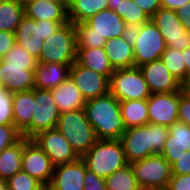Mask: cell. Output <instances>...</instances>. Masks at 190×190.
Wrapping results in <instances>:
<instances>
[{
	"label": "cell",
	"instance_id": "6da1fadb",
	"mask_svg": "<svg viewBox=\"0 0 190 190\" xmlns=\"http://www.w3.org/2000/svg\"><path fill=\"white\" fill-rule=\"evenodd\" d=\"M84 110L97 139L120 140L126 127L120 111V101L110 92L87 100Z\"/></svg>",
	"mask_w": 190,
	"mask_h": 190
},
{
	"label": "cell",
	"instance_id": "7a4b0ae2",
	"mask_svg": "<svg viewBox=\"0 0 190 190\" xmlns=\"http://www.w3.org/2000/svg\"><path fill=\"white\" fill-rule=\"evenodd\" d=\"M169 128L158 124H145L128 128L120 138L127 163L161 154Z\"/></svg>",
	"mask_w": 190,
	"mask_h": 190
},
{
	"label": "cell",
	"instance_id": "3957f363",
	"mask_svg": "<svg viewBox=\"0 0 190 190\" xmlns=\"http://www.w3.org/2000/svg\"><path fill=\"white\" fill-rule=\"evenodd\" d=\"M1 60L2 72L7 74L4 83L5 89L12 93L34 89L37 58L15 43Z\"/></svg>",
	"mask_w": 190,
	"mask_h": 190
},
{
	"label": "cell",
	"instance_id": "277c9868",
	"mask_svg": "<svg viewBox=\"0 0 190 190\" xmlns=\"http://www.w3.org/2000/svg\"><path fill=\"white\" fill-rule=\"evenodd\" d=\"M81 158L88 170L104 179L128 164L120 140L97 139Z\"/></svg>",
	"mask_w": 190,
	"mask_h": 190
},
{
	"label": "cell",
	"instance_id": "5b68a950",
	"mask_svg": "<svg viewBox=\"0 0 190 190\" xmlns=\"http://www.w3.org/2000/svg\"><path fill=\"white\" fill-rule=\"evenodd\" d=\"M56 128L80 157H82L97 140L84 108L60 113Z\"/></svg>",
	"mask_w": 190,
	"mask_h": 190
},
{
	"label": "cell",
	"instance_id": "8992f818",
	"mask_svg": "<svg viewBox=\"0 0 190 190\" xmlns=\"http://www.w3.org/2000/svg\"><path fill=\"white\" fill-rule=\"evenodd\" d=\"M44 47L38 63H60L72 65L77 59L76 32L73 23L62 25L52 36L44 39Z\"/></svg>",
	"mask_w": 190,
	"mask_h": 190
},
{
	"label": "cell",
	"instance_id": "52a82bcc",
	"mask_svg": "<svg viewBox=\"0 0 190 190\" xmlns=\"http://www.w3.org/2000/svg\"><path fill=\"white\" fill-rule=\"evenodd\" d=\"M109 92L120 102L147 99L152 94L139 67L114 70Z\"/></svg>",
	"mask_w": 190,
	"mask_h": 190
},
{
	"label": "cell",
	"instance_id": "ba28073f",
	"mask_svg": "<svg viewBox=\"0 0 190 190\" xmlns=\"http://www.w3.org/2000/svg\"><path fill=\"white\" fill-rule=\"evenodd\" d=\"M66 23L68 22H57L47 19L36 21L24 16L15 31L16 43L38 59L44 47V39L52 36Z\"/></svg>",
	"mask_w": 190,
	"mask_h": 190
},
{
	"label": "cell",
	"instance_id": "9c48e42d",
	"mask_svg": "<svg viewBox=\"0 0 190 190\" xmlns=\"http://www.w3.org/2000/svg\"><path fill=\"white\" fill-rule=\"evenodd\" d=\"M60 111L51 90L35 88V105L31 123L21 132L22 137L32 139L38 133L55 129Z\"/></svg>",
	"mask_w": 190,
	"mask_h": 190
},
{
	"label": "cell",
	"instance_id": "30bf717a",
	"mask_svg": "<svg viewBox=\"0 0 190 190\" xmlns=\"http://www.w3.org/2000/svg\"><path fill=\"white\" fill-rule=\"evenodd\" d=\"M138 185L166 190L172 177L171 165L161 154H154L130 164Z\"/></svg>",
	"mask_w": 190,
	"mask_h": 190
},
{
	"label": "cell",
	"instance_id": "8fae6325",
	"mask_svg": "<svg viewBox=\"0 0 190 190\" xmlns=\"http://www.w3.org/2000/svg\"><path fill=\"white\" fill-rule=\"evenodd\" d=\"M125 21L114 10L104 9L85 22L74 24L76 35H97L106 40L121 37Z\"/></svg>",
	"mask_w": 190,
	"mask_h": 190
},
{
	"label": "cell",
	"instance_id": "7c38bea8",
	"mask_svg": "<svg viewBox=\"0 0 190 190\" xmlns=\"http://www.w3.org/2000/svg\"><path fill=\"white\" fill-rule=\"evenodd\" d=\"M167 47L184 50L190 47V31L186 30L175 10L160 7L151 17Z\"/></svg>",
	"mask_w": 190,
	"mask_h": 190
},
{
	"label": "cell",
	"instance_id": "4fadbf2b",
	"mask_svg": "<svg viewBox=\"0 0 190 190\" xmlns=\"http://www.w3.org/2000/svg\"><path fill=\"white\" fill-rule=\"evenodd\" d=\"M166 47L160 31L152 20L144 23L133 45L135 67L161 59Z\"/></svg>",
	"mask_w": 190,
	"mask_h": 190
},
{
	"label": "cell",
	"instance_id": "5bb4252c",
	"mask_svg": "<svg viewBox=\"0 0 190 190\" xmlns=\"http://www.w3.org/2000/svg\"><path fill=\"white\" fill-rule=\"evenodd\" d=\"M32 139L51 159L54 166L71 163L80 158L57 128L42 131Z\"/></svg>",
	"mask_w": 190,
	"mask_h": 190
},
{
	"label": "cell",
	"instance_id": "9a60e30c",
	"mask_svg": "<svg viewBox=\"0 0 190 190\" xmlns=\"http://www.w3.org/2000/svg\"><path fill=\"white\" fill-rule=\"evenodd\" d=\"M22 171L36 178L45 187L50 184L54 172V165L52 164L51 159L33 139L25 137Z\"/></svg>",
	"mask_w": 190,
	"mask_h": 190
},
{
	"label": "cell",
	"instance_id": "2e32d148",
	"mask_svg": "<svg viewBox=\"0 0 190 190\" xmlns=\"http://www.w3.org/2000/svg\"><path fill=\"white\" fill-rule=\"evenodd\" d=\"M148 123L170 127L178 121L179 91L154 93L147 98Z\"/></svg>",
	"mask_w": 190,
	"mask_h": 190
},
{
	"label": "cell",
	"instance_id": "e0dca14e",
	"mask_svg": "<svg viewBox=\"0 0 190 190\" xmlns=\"http://www.w3.org/2000/svg\"><path fill=\"white\" fill-rule=\"evenodd\" d=\"M69 77L82 93L85 100L104 96L109 93V78L75 61L70 67Z\"/></svg>",
	"mask_w": 190,
	"mask_h": 190
},
{
	"label": "cell",
	"instance_id": "ac0fdd59",
	"mask_svg": "<svg viewBox=\"0 0 190 190\" xmlns=\"http://www.w3.org/2000/svg\"><path fill=\"white\" fill-rule=\"evenodd\" d=\"M87 166L80 157L78 160L54 166L48 190H83Z\"/></svg>",
	"mask_w": 190,
	"mask_h": 190
},
{
	"label": "cell",
	"instance_id": "d6986e66",
	"mask_svg": "<svg viewBox=\"0 0 190 190\" xmlns=\"http://www.w3.org/2000/svg\"><path fill=\"white\" fill-rule=\"evenodd\" d=\"M152 94L181 91V83L170 73L161 59L139 66Z\"/></svg>",
	"mask_w": 190,
	"mask_h": 190
},
{
	"label": "cell",
	"instance_id": "ffe728a7",
	"mask_svg": "<svg viewBox=\"0 0 190 190\" xmlns=\"http://www.w3.org/2000/svg\"><path fill=\"white\" fill-rule=\"evenodd\" d=\"M184 151H190V126L178 120L169 127L161 155L171 165Z\"/></svg>",
	"mask_w": 190,
	"mask_h": 190
},
{
	"label": "cell",
	"instance_id": "44dd1931",
	"mask_svg": "<svg viewBox=\"0 0 190 190\" xmlns=\"http://www.w3.org/2000/svg\"><path fill=\"white\" fill-rule=\"evenodd\" d=\"M25 16L36 21L69 22L68 9L62 1L36 0L24 6Z\"/></svg>",
	"mask_w": 190,
	"mask_h": 190
},
{
	"label": "cell",
	"instance_id": "7402d4cb",
	"mask_svg": "<svg viewBox=\"0 0 190 190\" xmlns=\"http://www.w3.org/2000/svg\"><path fill=\"white\" fill-rule=\"evenodd\" d=\"M50 90L60 113L82 109L87 102L70 77Z\"/></svg>",
	"mask_w": 190,
	"mask_h": 190
},
{
	"label": "cell",
	"instance_id": "603a6c76",
	"mask_svg": "<svg viewBox=\"0 0 190 190\" xmlns=\"http://www.w3.org/2000/svg\"><path fill=\"white\" fill-rule=\"evenodd\" d=\"M72 65L60 63H38L34 75V88L53 89L69 77Z\"/></svg>",
	"mask_w": 190,
	"mask_h": 190
},
{
	"label": "cell",
	"instance_id": "cb8c5ba5",
	"mask_svg": "<svg viewBox=\"0 0 190 190\" xmlns=\"http://www.w3.org/2000/svg\"><path fill=\"white\" fill-rule=\"evenodd\" d=\"M103 48L114 70L135 67L133 46L122 36L106 40Z\"/></svg>",
	"mask_w": 190,
	"mask_h": 190
},
{
	"label": "cell",
	"instance_id": "d4e9b609",
	"mask_svg": "<svg viewBox=\"0 0 190 190\" xmlns=\"http://www.w3.org/2000/svg\"><path fill=\"white\" fill-rule=\"evenodd\" d=\"M35 105V88L29 91L13 92L12 110L14 126L22 132L30 123Z\"/></svg>",
	"mask_w": 190,
	"mask_h": 190
},
{
	"label": "cell",
	"instance_id": "484cf974",
	"mask_svg": "<svg viewBox=\"0 0 190 190\" xmlns=\"http://www.w3.org/2000/svg\"><path fill=\"white\" fill-rule=\"evenodd\" d=\"M76 61L83 67L103 74L110 79L114 72L107 53L103 47L101 48H76Z\"/></svg>",
	"mask_w": 190,
	"mask_h": 190
},
{
	"label": "cell",
	"instance_id": "4316f807",
	"mask_svg": "<svg viewBox=\"0 0 190 190\" xmlns=\"http://www.w3.org/2000/svg\"><path fill=\"white\" fill-rule=\"evenodd\" d=\"M24 137L0 153V179L8 180L22 170Z\"/></svg>",
	"mask_w": 190,
	"mask_h": 190
},
{
	"label": "cell",
	"instance_id": "83f0119b",
	"mask_svg": "<svg viewBox=\"0 0 190 190\" xmlns=\"http://www.w3.org/2000/svg\"><path fill=\"white\" fill-rule=\"evenodd\" d=\"M120 111L126 129L148 124L147 99L121 101Z\"/></svg>",
	"mask_w": 190,
	"mask_h": 190
},
{
	"label": "cell",
	"instance_id": "f1b7e54d",
	"mask_svg": "<svg viewBox=\"0 0 190 190\" xmlns=\"http://www.w3.org/2000/svg\"><path fill=\"white\" fill-rule=\"evenodd\" d=\"M107 8L108 0H77L68 8V19L69 22L78 24Z\"/></svg>",
	"mask_w": 190,
	"mask_h": 190
},
{
	"label": "cell",
	"instance_id": "f546056e",
	"mask_svg": "<svg viewBox=\"0 0 190 190\" xmlns=\"http://www.w3.org/2000/svg\"><path fill=\"white\" fill-rule=\"evenodd\" d=\"M24 16V7L17 0H0V31L15 33Z\"/></svg>",
	"mask_w": 190,
	"mask_h": 190
},
{
	"label": "cell",
	"instance_id": "4dcf8cb0",
	"mask_svg": "<svg viewBox=\"0 0 190 190\" xmlns=\"http://www.w3.org/2000/svg\"><path fill=\"white\" fill-rule=\"evenodd\" d=\"M107 190H136L138 183L131 165L120 168L105 178Z\"/></svg>",
	"mask_w": 190,
	"mask_h": 190
},
{
	"label": "cell",
	"instance_id": "1f68e13d",
	"mask_svg": "<svg viewBox=\"0 0 190 190\" xmlns=\"http://www.w3.org/2000/svg\"><path fill=\"white\" fill-rule=\"evenodd\" d=\"M161 60L181 84L186 83V67L182 50L166 47L161 55Z\"/></svg>",
	"mask_w": 190,
	"mask_h": 190
},
{
	"label": "cell",
	"instance_id": "d6a6232c",
	"mask_svg": "<svg viewBox=\"0 0 190 190\" xmlns=\"http://www.w3.org/2000/svg\"><path fill=\"white\" fill-rule=\"evenodd\" d=\"M115 12L122 17L126 24H144L151 20L149 15L133 0H122Z\"/></svg>",
	"mask_w": 190,
	"mask_h": 190
},
{
	"label": "cell",
	"instance_id": "836d02e7",
	"mask_svg": "<svg viewBox=\"0 0 190 190\" xmlns=\"http://www.w3.org/2000/svg\"><path fill=\"white\" fill-rule=\"evenodd\" d=\"M8 190H43L46 187L36 178L19 171L7 180Z\"/></svg>",
	"mask_w": 190,
	"mask_h": 190
},
{
	"label": "cell",
	"instance_id": "e575fe53",
	"mask_svg": "<svg viewBox=\"0 0 190 190\" xmlns=\"http://www.w3.org/2000/svg\"><path fill=\"white\" fill-rule=\"evenodd\" d=\"M12 98V92L0 89V125H14Z\"/></svg>",
	"mask_w": 190,
	"mask_h": 190
},
{
	"label": "cell",
	"instance_id": "d590c367",
	"mask_svg": "<svg viewBox=\"0 0 190 190\" xmlns=\"http://www.w3.org/2000/svg\"><path fill=\"white\" fill-rule=\"evenodd\" d=\"M21 138V132L14 125H0V153Z\"/></svg>",
	"mask_w": 190,
	"mask_h": 190
},
{
	"label": "cell",
	"instance_id": "8d00e7d4",
	"mask_svg": "<svg viewBox=\"0 0 190 190\" xmlns=\"http://www.w3.org/2000/svg\"><path fill=\"white\" fill-rule=\"evenodd\" d=\"M105 42V38L97 35H76V48H101Z\"/></svg>",
	"mask_w": 190,
	"mask_h": 190
},
{
	"label": "cell",
	"instance_id": "74e56055",
	"mask_svg": "<svg viewBox=\"0 0 190 190\" xmlns=\"http://www.w3.org/2000/svg\"><path fill=\"white\" fill-rule=\"evenodd\" d=\"M172 175L190 174V151H184L177 157V161L171 164Z\"/></svg>",
	"mask_w": 190,
	"mask_h": 190
},
{
	"label": "cell",
	"instance_id": "f35d334b",
	"mask_svg": "<svg viewBox=\"0 0 190 190\" xmlns=\"http://www.w3.org/2000/svg\"><path fill=\"white\" fill-rule=\"evenodd\" d=\"M83 190H107L105 179L87 169L84 178Z\"/></svg>",
	"mask_w": 190,
	"mask_h": 190
},
{
	"label": "cell",
	"instance_id": "ab89813d",
	"mask_svg": "<svg viewBox=\"0 0 190 190\" xmlns=\"http://www.w3.org/2000/svg\"><path fill=\"white\" fill-rule=\"evenodd\" d=\"M166 190H190V174L172 175Z\"/></svg>",
	"mask_w": 190,
	"mask_h": 190
},
{
	"label": "cell",
	"instance_id": "60d3db41",
	"mask_svg": "<svg viewBox=\"0 0 190 190\" xmlns=\"http://www.w3.org/2000/svg\"><path fill=\"white\" fill-rule=\"evenodd\" d=\"M16 43L15 33L0 31V60Z\"/></svg>",
	"mask_w": 190,
	"mask_h": 190
},
{
	"label": "cell",
	"instance_id": "b9f144b4",
	"mask_svg": "<svg viewBox=\"0 0 190 190\" xmlns=\"http://www.w3.org/2000/svg\"><path fill=\"white\" fill-rule=\"evenodd\" d=\"M178 120L190 126V100L179 91Z\"/></svg>",
	"mask_w": 190,
	"mask_h": 190
},
{
	"label": "cell",
	"instance_id": "7bdbcfd3",
	"mask_svg": "<svg viewBox=\"0 0 190 190\" xmlns=\"http://www.w3.org/2000/svg\"><path fill=\"white\" fill-rule=\"evenodd\" d=\"M143 24H127L123 32L122 37L133 46L136 42L137 36L140 35V31Z\"/></svg>",
	"mask_w": 190,
	"mask_h": 190
},
{
	"label": "cell",
	"instance_id": "ee69618b",
	"mask_svg": "<svg viewBox=\"0 0 190 190\" xmlns=\"http://www.w3.org/2000/svg\"><path fill=\"white\" fill-rule=\"evenodd\" d=\"M151 18L161 7V0H133Z\"/></svg>",
	"mask_w": 190,
	"mask_h": 190
},
{
	"label": "cell",
	"instance_id": "f6af8a7d",
	"mask_svg": "<svg viewBox=\"0 0 190 190\" xmlns=\"http://www.w3.org/2000/svg\"><path fill=\"white\" fill-rule=\"evenodd\" d=\"M176 12L184 28L190 31V1L181 6Z\"/></svg>",
	"mask_w": 190,
	"mask_h": 190
},
{
	"label": "cell",
	"instance_id": "bcb514c9",
	"mask_svg": "<svg viewBox=\"0 0 190 190\" xmlns=\"http://www.w3.org/2000/svg\"><path fill=\"white\" fill-rule=\"evenodd\" d=\"M189 1L190 0H161V7L176 11Z\"/></svg>",
	"mask_w": 190,
	"mask_h": 190
},
{
	"label": "cell",
	"instance_id": "7dc6e473",
	"mask_svg": "<svg viewBox=\"0 0 190 190\" xmlns=\"http://www.w3.org/2000/svg\"><path fill=\"white\" fill-rule=\"evenodd\" d=\"M182 54H184V64L186 67V82L188 78L190 77V47L185 48L182 50Z\"/></svg>",
	"mask_w": 190,
	"mask_h": 190
},
{
	"label": "cell",
	"instance_id": "c3c4849f",
	"mask_svg": "<svg viewBox=\"0 0 190 190\" xmlns=\"http://www.w3.org/2000/svg\"><path fill=\"white\" fill-rule=\"evenodd\" d=\"M6 73L2 72V60H0V89L4 88Z\"/></svg>",
	"mask_w": 190,
	"mask_h": 190
},
{
	"label": "cell",
	"instance_id": "681fc988",
	"mask_svg": "<svg viewBox=\"0 0 190 190\" xmlns=\"http://www.w3.org/2000/svg\"><path fill=\"white\" fill-rule=\"evenodd\" d=\"M122 0H108L109 2V8L111 10H114L117 8V6L121 3Z\"/></svg>",
	"mask_w": 190,
	"mask_h": 190
},
{
	"label": "cell",
	"instance_id": "f907efd6",
	"mask_svg": "<svg viewBox=\"0 0 190 190\" xmlns=\"http://www.w3.org/2000/svg\"><path fill=\"white\" fill-rule=\"evenodd\" d=\"M136 190H162L158 187H151V186H145V185H138Z\"/></svg>",
	"mask_w": 190,
	"mask_h": 190
},
{
	"label": "cell",
	"instance_id": "816d5d0a",
	"mask_svg": "<svg viewBox=\"0 0 190 190\" xmlns=\"http://www.w3.org/2000/svg\"><path fill=\"white\" fill-rule=\"evenodd\" d=\"M182 94L190 100V87H181Z\"/></svg>",
	"mask_w": 190,
	"mask_h": 190
},
{
	"label": "cell",
	"instance_id": "f5cc1de1",
	"mask_svg": "<svg viewBox=\"0 0 190 190\" xmlns=\"http://www.w3.org/2000/svg\"><path fill=\"white\" fill-rule=\"evenodd\" d=\"M0 190H8L7 180L0 179Z\"/></svg>",
	"mask_w": 190,
	"mask_h": 190
},
{
	"label": "cell",
	"instance_id": "db71d44e",
	"mask_svg": "<svg viewBox=\"0 0 190 190\" xmlns=\"http://www.w3.org/2000/svg\"><path fill=\"white\" fill-rule=\"evenodd\" d=\"M77 0H62V3L66 6V8L68 9L74 2H76Z\"/></svg>",
	"mask_w": 190,
	"mask_h": 190
},
{
	"label": "cell",
	"instance_id": "11a10c76",
	"mask_svg": "<svg viewBox=\"0 0 190 190\" xmlns=\"http://www.w3.org/2000/svg\"><path fill=\"white\" fill-rule=\"evenodd\" d=\"M23 7L31 2H34L36 0H17Z\"/></svg>",
	"mask_w": 190,
	"mask_h": 190
},
{
	"label": "cell",
	"instance_id": "9f6ffc18",
	"mask_svg": "<svg viewBox=\"0 0 190 190\" xmlns=\"http://www.w3.org/2000/svg\"><path fill=\"white\" fill-rule=\"evenodd\" d=\"M181 87H190V77L188 78L186 83L181 84Z\"/></svg>",
	"mask_w": 190,
	"mask_h": 190
},
{
	"label": "cell",
	"instance_id": "6f0895ef",
	"mask_svg": "<svg viewBox=\"0 0 190 190\" xmlns=\"http://www.w3.org/2000/svg\"><path fill=\"white\" fill-rule=\"evenodd\" d=\"M46 1H62V0H46Z\"/></svg>",
	"mask_w": 190,
	"mask_h": 190
}]
</instances>
